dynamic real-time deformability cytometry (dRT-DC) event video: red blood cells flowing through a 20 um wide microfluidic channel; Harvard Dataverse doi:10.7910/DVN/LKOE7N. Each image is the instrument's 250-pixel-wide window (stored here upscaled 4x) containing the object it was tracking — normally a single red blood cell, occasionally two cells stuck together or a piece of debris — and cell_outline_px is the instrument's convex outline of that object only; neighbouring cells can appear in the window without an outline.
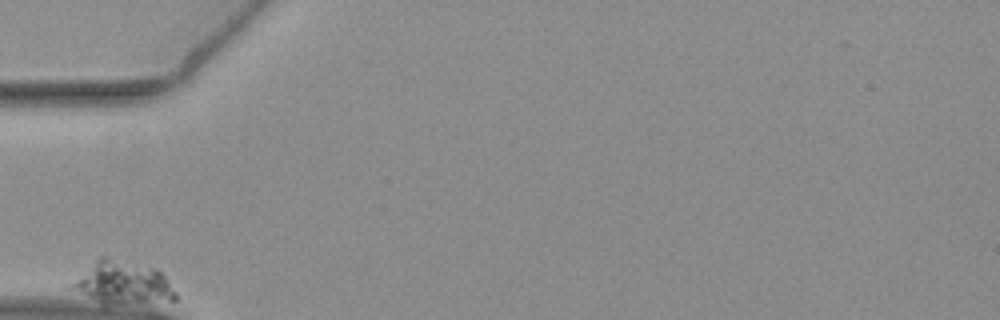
{"species": "common noctule bat (a hibernating species)", "species_latin": "Nyctalus noctula", "temperature_condition": "warm", "stored_images_in_passage": 35, "camera_frame_rate_fps": 3000, "um_per_image_px": 0.085, "animal": {"sex": "female", "body_mass_g": 19.3, "forearm_length_mm": 54.1}, "frame": {"image": 1, "passage_image": 1, "time_ms": 0.0, "image_size_px": [1000, 320], "cell_outline_px": [[176, 300], [108, 304], [104, 304], [64, 288], [68, 284], [100, 256], [108, 256], [156, 268], [164, 276], [176, 292]], "centroid_in_image_um": [10.35, 24.03], "position_along_channel_um": 74.7, "area_um2": 26.01}}
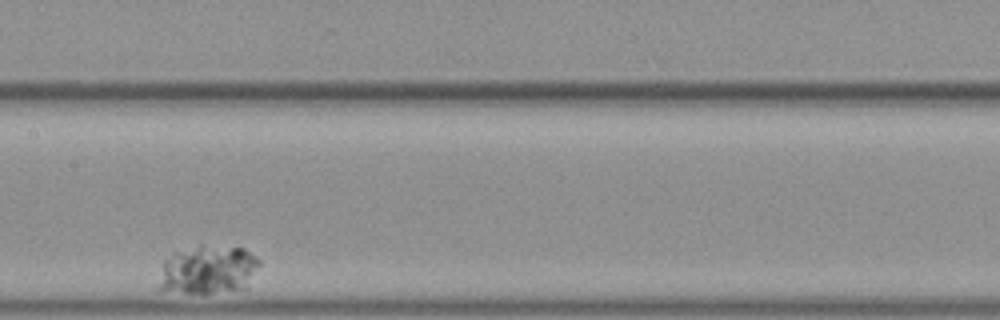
{"frame": {"image": 2, "passage_image": 16, "time_ms": 5.0, "image_size_px": [1000, 320], "cell_outline_px": [[260, 264], [248, 288], [204, 296], [156, 288], [164, 260], [172, 252], [200, 244], [244, 248], [260, 260]], "centroid_in_image_um": [17.69, 22.95], "position_along_channel_um": 189.7, "area_um2": 29.65}}
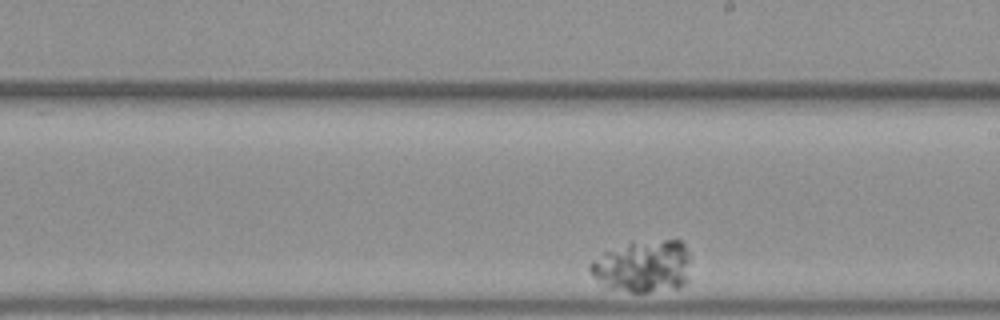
{"frame": {"image": 3, "passage_image": 21, "time_ms": 6.667, "image_size_px": [1000, 320], "cell_outline_px": [[688, 280], [680, 288], [648, 292], [632, 292], [608, 288], [592, 276], [588, 268], [588, 264], [592, 260], [604, 252], [632, 240], [680, 240], [684, 244], [688, 252]], "centroid_in_image_um": [54.64, 22.62], "position_along_channel_um": 234.4, "area_um2": 31.04}}